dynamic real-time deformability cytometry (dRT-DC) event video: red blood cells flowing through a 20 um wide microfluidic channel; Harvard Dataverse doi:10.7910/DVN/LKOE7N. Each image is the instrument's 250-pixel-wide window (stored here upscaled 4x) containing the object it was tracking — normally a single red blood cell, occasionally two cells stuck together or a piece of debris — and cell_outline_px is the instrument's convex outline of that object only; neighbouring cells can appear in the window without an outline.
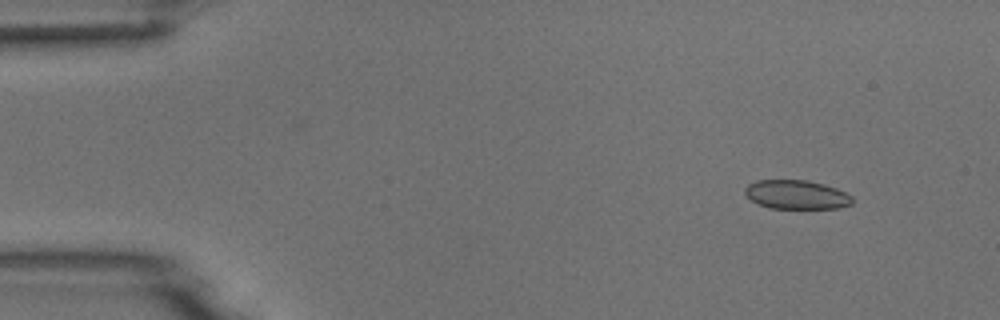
{"species": "common noctule bat (a hibernating species)", "species_latin": "Nyctalus noctula", "temperature_condition": "room temperature", "stored_images_in_passage": 4, "camera_frame_rate_fps": 3000, "um_per_image_px": 0.085, "animal": {"sex": "male", "body_mass_g": 18.8}, "frame": {"image": 1, "passage_image": 2, "time_ms": 1.0, "image_size_px": [1000, 320], "cell_outline_px": [[852, 204], [840, 208], [768, 208], [752, 200], [744, 192], [744, 188], [748, 184], [756, 180], [808, 180], [824, 184], [836, 188], [852, 196]], "centroid_in_image_um": [67.7, 16.54], "position_along_channel_um": 17.3, "area_um2": 18.09}}